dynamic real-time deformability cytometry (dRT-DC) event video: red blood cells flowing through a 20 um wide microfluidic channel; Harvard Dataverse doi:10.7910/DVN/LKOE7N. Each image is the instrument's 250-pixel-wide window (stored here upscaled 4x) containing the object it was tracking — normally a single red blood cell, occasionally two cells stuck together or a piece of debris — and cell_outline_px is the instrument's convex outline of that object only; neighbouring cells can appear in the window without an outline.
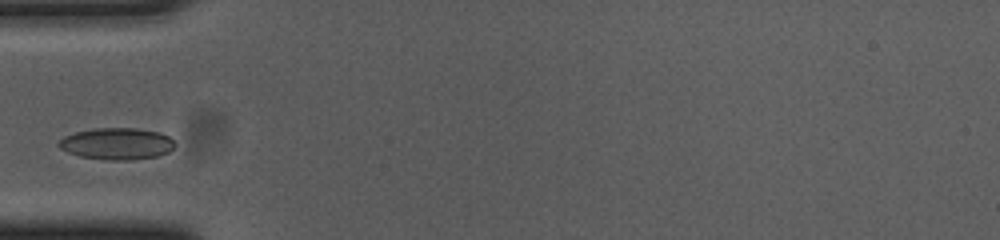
{"species": "common noctule bat (a hibernating species)", "species_latin": "Nyctalus noctula", "temperature_condition": "cold", "stored_images_in_passage": 25, "camera_frame_rate_fps": 3000, "um_per_image_px": 0.085, "animal": {"sex": "female", "body_mass_g": 23.0, "forearm_length_mm": 53.4}, "frame": {"image": 1, "passage_image": 1, "time_ms": 0.0, "image_size_px": [1000, 240], "cell_outline_px": [[176, 144], [168, 152], [156, 156], [132, 160], [108, 160], [80, 156], [68, 152], [60, 148], [56, 144], [64, 136], [76, 132], [96, 128], [136, 128], [156, 132], [168, 136]], "centroid_in_image_um": [9.91, 12.22], "position_along_channel_um": 75.1, "area_um2": 21.27}}